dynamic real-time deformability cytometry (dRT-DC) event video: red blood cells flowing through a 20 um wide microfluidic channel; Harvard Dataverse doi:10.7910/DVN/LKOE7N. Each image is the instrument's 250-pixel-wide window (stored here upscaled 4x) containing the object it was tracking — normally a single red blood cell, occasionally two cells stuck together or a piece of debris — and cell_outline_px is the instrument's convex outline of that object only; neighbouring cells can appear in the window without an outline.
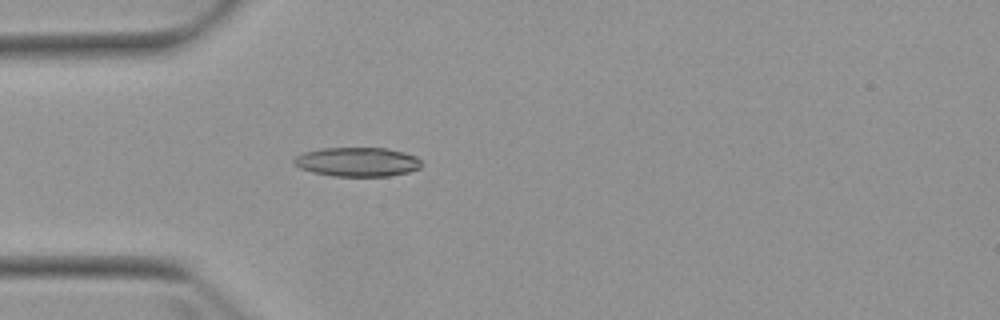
{"species": "Egyptian fruit bat (a non-hibernating species)", "species_latin": "Rousettus aegyptiacus", "temperature_condition": "warm", "stored_images_in_passage": 1, "camera_frame_rate_fps": 3000, "um_per_image_px": 0.085, "animal": {"sex": "female"}, "frame": {"image": 1, "passage_image": 1, "time_ms": 0.0, "image_size_px": [1000, 320], "cell_outline_px": [[424, 164], [420, 168], [408, 172], [388, 176], [332, 176], [312, 172], [300, 168], [292, 160], [296, 156], [304, 152], [320, 148], [388, 148], [404, 152], [416, 156]], "centroid_in_image_um": [30.4, 13.76], "position_along_channel_um": 54.6, "area_um2": 21.79}}